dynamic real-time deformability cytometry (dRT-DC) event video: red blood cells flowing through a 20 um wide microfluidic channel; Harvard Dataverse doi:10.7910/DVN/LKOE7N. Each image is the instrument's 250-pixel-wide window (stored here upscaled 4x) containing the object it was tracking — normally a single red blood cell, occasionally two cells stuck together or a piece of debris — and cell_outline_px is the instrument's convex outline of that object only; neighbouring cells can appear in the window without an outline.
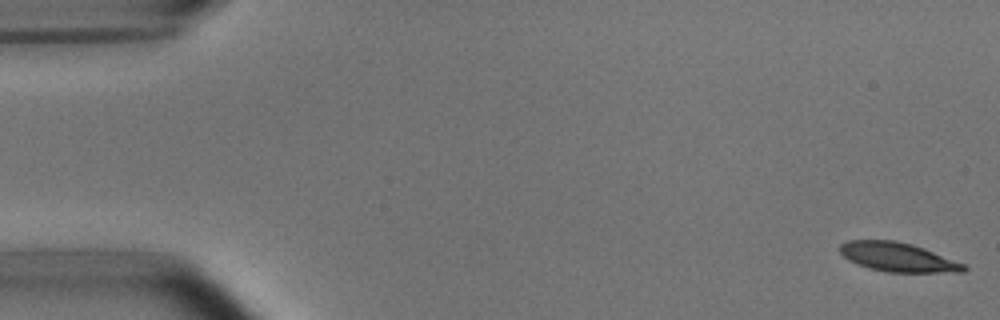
{"species": "common noctule bat (a hibernating species)", "species_latin": "Nyctalus noctula", "temperature_condition": "room temperature", "stored_images_in_passage": 52, "camera_frame_rate_fps": 3000, "um_per_image_px": 0.085, "animal": {"sex": "male", "body_mass_g": 15.6}, "frame": {"image": 1, "passage_image": 1, "time_ms": 0.0, "image_size_px": [1000, 320], "cell_outline_px": [[968, 268], [964, 272], [888, 272], [868, 268], [856, 264], [848, 260], [840, 252], [840, 244], [848, 240], [896, 240], [912, 244], [924, 248], [964, 264]], "centroid_in_image_um": [76.29, 21.85], "position_along_channel_um": 8.7, "area_um2": 20.98}}
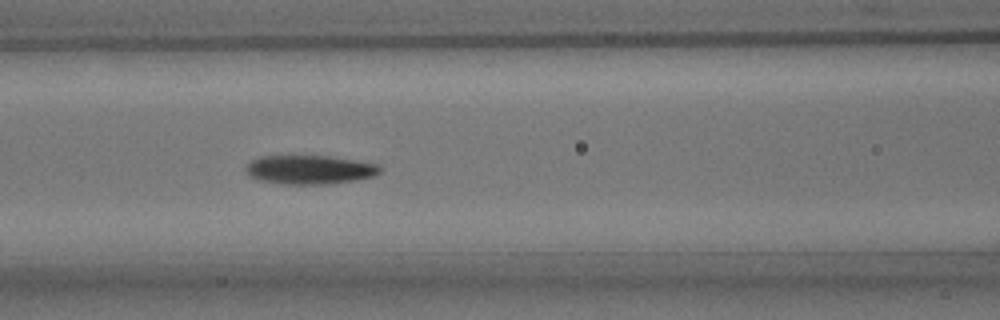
{"frame": {"image": 2, "passage_image": 22, "time_ms": 7.0, "image_size_px": [1000, 320], "cell_outline_px": [[380, 172], [372, 176], [356, 180], [324, 184], [280, 184], [256, 180], [248, 176], [244, 168], [252, 160], [260, 156], [328, 156], [356, 160], [376, 164], [380, 168]], "centroid_in_image_um": [26.25, 14.43], "position_along_channel_um": 140.4, "area_um2": 22.6}}
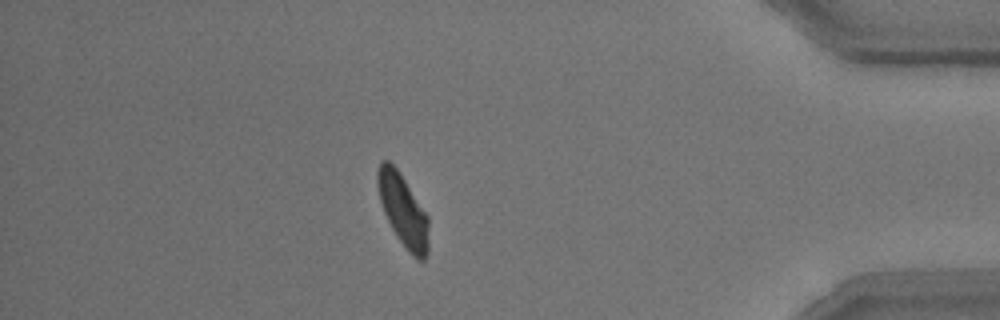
{"frame": {"image": 3, "passage_image": 46, "time_ms": 15.0, "image_size_px": [1000, 320], "cell_outline_px": [[428, 252], [424, 260], [420, 260], [412, 256], [408, 252], [392, 228], [384, 212], [380, 200], [376, 180], [376, 172], [380, 160], [388, 160], [396, 168], [428, 216]], "centroid_in_image_um": [34.24, 17.87], "position_along_channel_um": 401.0, "area_um2": 21.15}, "authors_computed_cell_mechanics": {"area_um2": 22.3108, "velocity_mm_per_s": 3.7693, "shape_relaxation_time_tau1_ms": 3.2741, "shape_relaxation_time_tau2_ms": 2.4845, "deformation_change_tau1": 0.1295, "deformation_change_tau2": 0.0919}}